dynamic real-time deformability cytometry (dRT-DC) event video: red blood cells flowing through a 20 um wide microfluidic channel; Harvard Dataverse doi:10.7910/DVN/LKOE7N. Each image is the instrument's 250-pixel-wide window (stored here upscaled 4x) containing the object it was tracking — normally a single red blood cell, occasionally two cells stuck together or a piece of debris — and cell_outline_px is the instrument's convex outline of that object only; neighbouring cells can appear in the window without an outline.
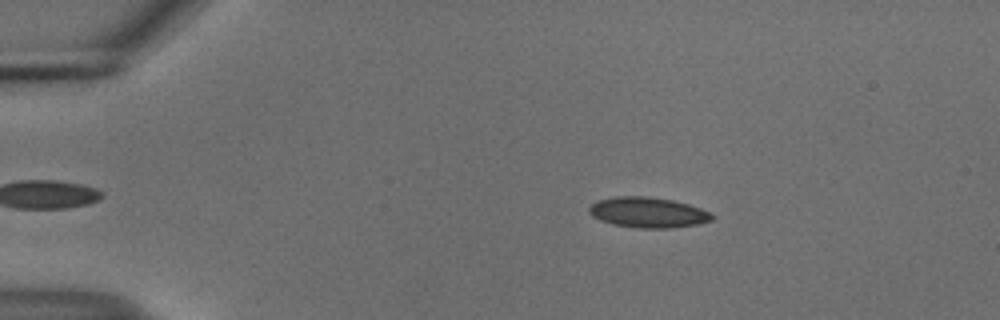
{"species": "common noctule bat (a hibernating species)", "species_latin": "Nyctalus noctula", "temperature_condition": "cold", "stored_images_in_passage": 47, "camera_frame_rate_fps": 3000, "um_per_image_px": 0.085, "animal": {"sex": "male", "body_mass_g": 18.8}, "frame": {"image": 1, "passage_image": 3, "time_ms": 0.667, "image_size_px": [1000, 320], "cell_outline_px": [[712, 220], [700, 224], [672, 228], [636, 228], [612, 224], [600, 220], [592, 216], [588, 212], [588, 208], [596, 200], [616, 196], [644, 196], [672, 200], [688, 204], [712, 212]], "centroid_in_image_um": [55.06, 18.06], "position_along_channel_um": 29.9, "area_um2": 21.96}}
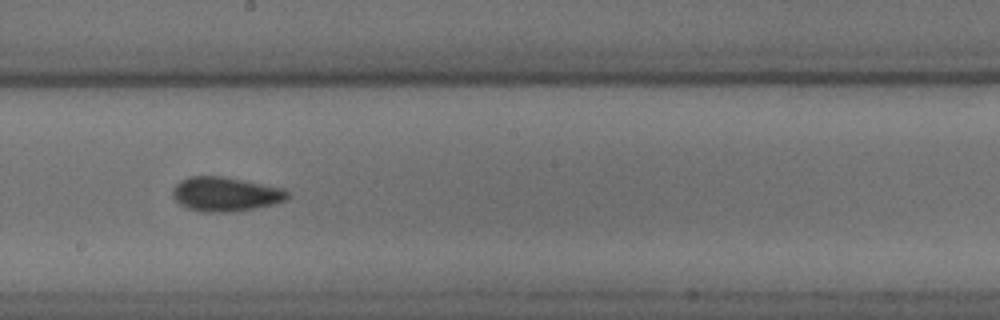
{"frame": {"image": 2, "passage_image": 24, "time_ms": 7.667, "image_size_px": [1000, 320], "cell_outline_px": [[288, 200], [256, 208], [232, 212], [204, 212], [188, 208], [180, 204], [172, 196], [172, 188], [180, 180], [188, 176], [224, 176], [284, 188], [288, 192]], "centroid_in_image_um": [19.16, 16.49], "position_along_channel_um": 229.0, "area_um2": 23.12}}
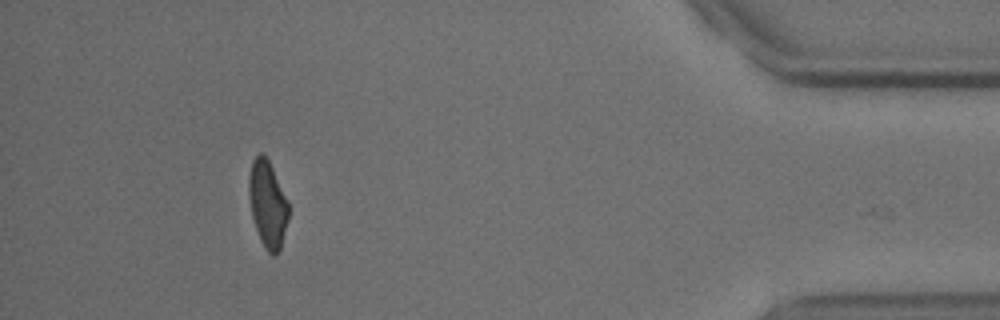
{"frame": {"image": 3, "passage_image": 43, "time_ms": 14.0, "image_size_px": [1000, 320], "cell_outline_px": [[288, 220], [280, 248], [276, 256], [272, 256], [264, 248], [260, 240], [252, 216], [248, 196], [248, 176], [252, 160], [260, 152], [264, 152], [288, 200]], "centroid_in_image_um": [22.73, 17.34], "position_along_channel_um": 412.5, "area_um2": 20.17}, "authors_computed_cell_mechanics": {"area_um2": 21.5594, "velocity_mm_per_s": 3.7324, "shape_relaxation_time_tau1_ms": null, "shape_relaxation_time_tau2_ms": 1.8788, "deformation_change_tau1": null, "deformation_change_tau2": 0.0608}}